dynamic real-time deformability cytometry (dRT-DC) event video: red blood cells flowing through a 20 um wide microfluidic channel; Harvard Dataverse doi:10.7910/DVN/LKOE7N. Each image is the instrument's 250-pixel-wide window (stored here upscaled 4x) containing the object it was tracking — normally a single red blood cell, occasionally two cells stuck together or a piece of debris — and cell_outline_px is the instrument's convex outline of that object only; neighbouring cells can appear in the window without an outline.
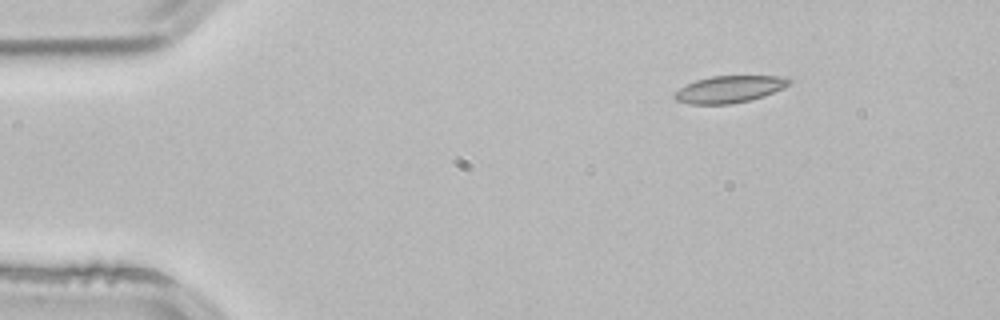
{"species": "common noctule bat (a hibernating species)", "species_latin": "Nyctalus noctula", "temperature_condition": "room temperature", "stored_images_in_passage": 2, "camera_frame_rate_fps": 3000, "um_per_image_px": 0.085, "animal": {"sex": "male", "body_mass_g": 21.5, "forearm_length_mm": 52.0}, "frame": {"image": 1, "passage_image": 1, "time_ms": 0.0, "image_size_px": [1000, 320], "cell_outline_px": [[792, 84], [784, 88], [764, 96], [748, 100], [728, 104], [688, 104], [676, 100], [672, 96], [680, 88], [696, 80], [712, 76], [780, 76], [792, 80]], "centroid_in_image_um": [62.02, 7.58], "position_along_channel_um": 23.0, "area_um2": 17.92}}